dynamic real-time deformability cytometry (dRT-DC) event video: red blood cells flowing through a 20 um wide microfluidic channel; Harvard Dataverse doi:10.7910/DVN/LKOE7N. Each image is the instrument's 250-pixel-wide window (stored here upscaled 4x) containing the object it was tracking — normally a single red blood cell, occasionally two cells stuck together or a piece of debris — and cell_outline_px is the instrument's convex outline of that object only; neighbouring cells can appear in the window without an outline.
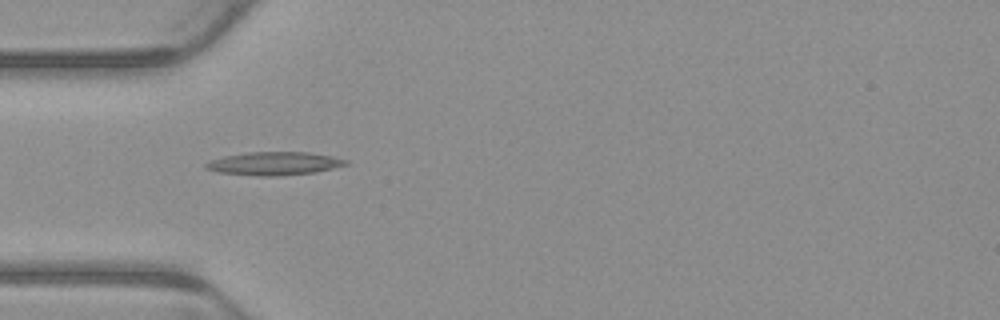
{"species": "common noctule bat (a hibernating species)", "species_latin": "Nyctalus noctula", "temperature_condition": "warm", "stored_images_in_passage": 4, "camera_frame_rate_fps": 3000, "um_per_image_px": 0.085, "animal": {"sex": "male", "body_mass_g": 23.1, "forearm_length_mm": 52.7}, "frame": {"image": 1, "passage_image": 4, "time_ms": 1.0, "image_size_px": [1000, 320], "cell_outline_px": [[348, 164], [316, 172], [276, 176], [260, 176], [216, 172], [204, 168], [204, 164], [212, 160], [224, 156], [248, 152], [308, 152], [332, 156], [348, 160]], "centroid_in_image_um": [23.29, 13.9], "position_along_channel_um": 61.7, "area_um2": 18.9}}